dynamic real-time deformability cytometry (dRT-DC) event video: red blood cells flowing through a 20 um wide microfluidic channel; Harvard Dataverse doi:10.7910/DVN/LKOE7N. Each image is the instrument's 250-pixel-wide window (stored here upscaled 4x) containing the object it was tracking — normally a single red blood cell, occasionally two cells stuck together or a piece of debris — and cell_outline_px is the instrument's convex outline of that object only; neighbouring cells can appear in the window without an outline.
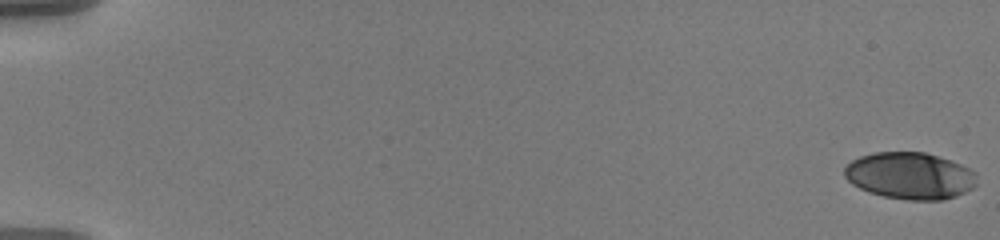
{"species": "human", "species_latin": "Homo sapiens", "temperature_condition": "warm", "stored_images_in_passage": 23, "camera_frame_rate_fps": 3000, "um_per_image_px": 0.085, "donor": {"sex": "male"}, "frame": {"image": 1, "passage_image": 1, "time_ms": 0.0, "image_size_px": [1000, 240], "cell_outline_px": [[976, 184], [972, 188], [956, 196], [944, 200], [908, 200], [884, 196], [868, 192], [852, 184], [844, 176], [844, 168], [852, 160], [860, 156], [876, 152], [924, 152], [960, 164], [976, 172]], "centroid_in_image_um": [77.33, 14.94], "position_along_channel_um": 7.7, "area_um2": 36.01}}
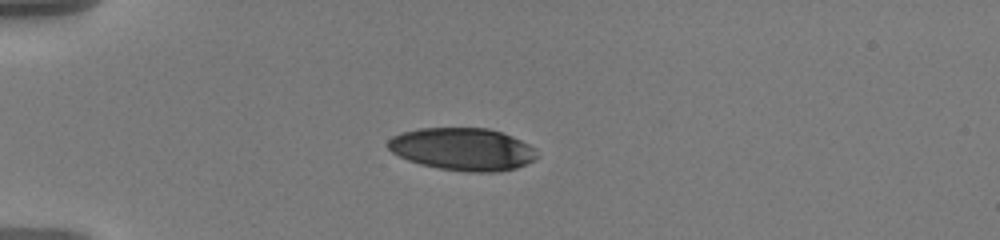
{"frame": {"image": 2, "passage_image": 17, "time_ms": 5.333, "image_size_px": [1000, 240], "cell_outline_px": [[540, 156], [516, 168], [500, 172], [468, 172], [440, 168], [420, 164], [408, 160], [392, 152], [388, 148], [388, 140], [392, 136], [400, 132], [420, 128], [488, 128], [512, 136], [536, 148]], "centroid_in_image_um": [39.33, 12.68], "position_along_channel_um": 45.7, "area_um2": 36.99}}
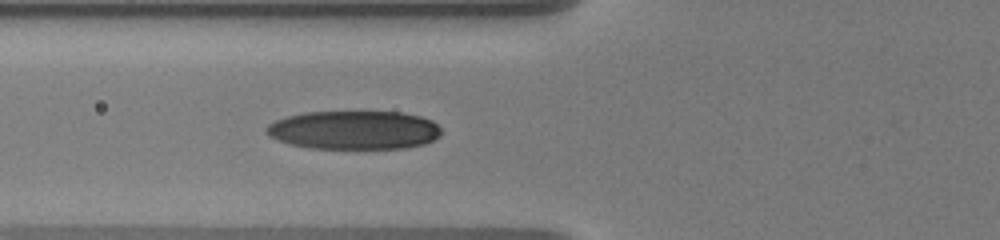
{"frame": {"image": 3, "passage_image": 23, "time_ms": 7.333, "image_size_px": [1000, 240], "cell_outline_px": [[444, 132], [440, 136], [424, 144], [404, 148], [312, 148], [292, 144], [276, 140], [268, 136], [264, 132], [264, 128], [268, 124], [276, 120], [288, 116], [304, 112], [400, 112], [420, 116], [432, 120]], "centroid_in_image_um": [30.09, 11.05], "position_along_channel_um": 95.7, "area_um2": 39.48}}